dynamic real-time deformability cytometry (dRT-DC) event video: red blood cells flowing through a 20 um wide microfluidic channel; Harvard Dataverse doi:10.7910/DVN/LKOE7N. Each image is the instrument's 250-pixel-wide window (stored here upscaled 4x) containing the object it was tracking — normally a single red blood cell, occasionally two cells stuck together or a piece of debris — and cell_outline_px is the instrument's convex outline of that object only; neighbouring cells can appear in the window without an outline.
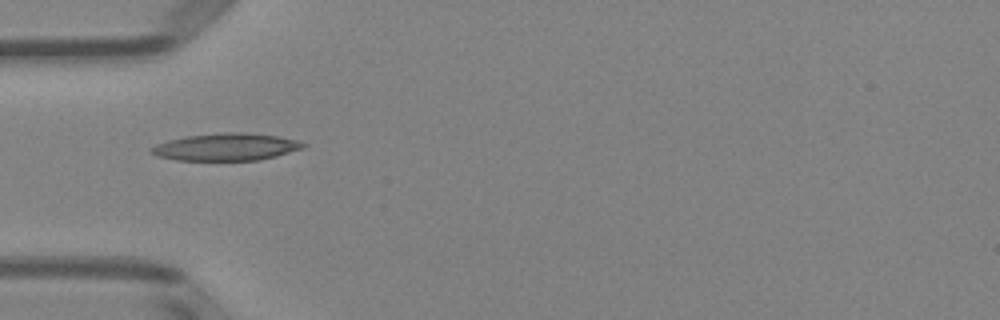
{"species": "Egyptian fruit bat (a non-hibernating species)", "species_latin": "Rousettus aegyptiacus", "temperature_condition": "room temperature", "stored_images_in_passage": 35, "camera_frame_rate_fps": 3000, "um_per_image_px": 0.085, "animal": {"sex": "female"}, "frame": {"image": 1, "passage_image": 1, "time_ms": 0.0, "image_size_px": [1000, 320], "cell_outline_px": [[308, 144], [304, 148], [276, 156], [256, 160], [176, 160], [156, 156], [148, 152], [148, 148], [156, 144], [168, 140], [184, 136], [224, 132], [244, 132], [276, 136], [300, 140]], "centroid_in_image_um": [19.19, 12.48], "position_along_channel_um": 65.8, "area_um2": 24.39}}
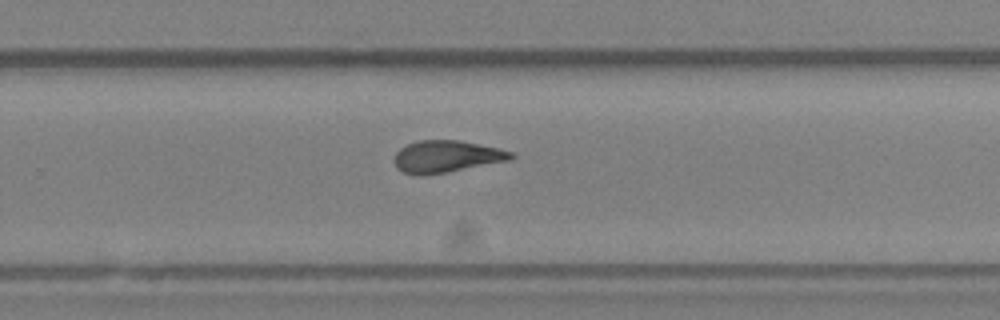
{"frame": {"image": 2, "passage_image": 18, "time_ms": 5.667, "image_size_px": [1000, 320], "cell_outline_px": [[516, 156], [512, 160], [448, 172], [404, 172], [396, 168], [396, 152], [400, 148], [408, 144], [420, 140], [460, 140], [500, 148], [512, 152]], "centroid_in_image_um": [38.07, 13.26], "position_along_channel_um": 291.7, "area_um2": 21.21}}
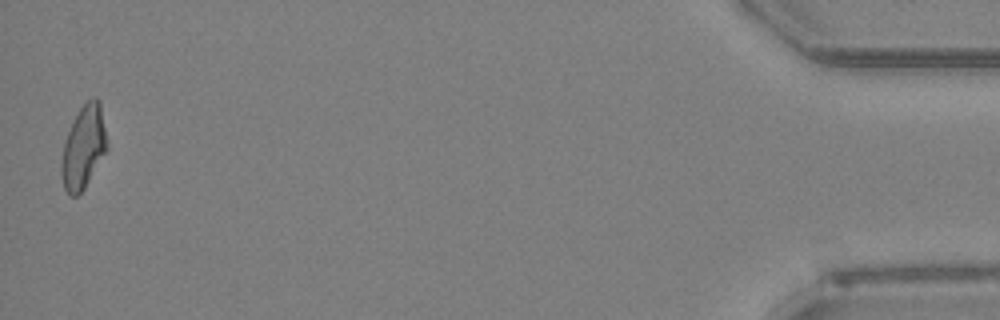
{"frame": {"image": 3, "passage_image": 35, "time_ms": 11.333, "image_size_px": [1000, 320], "cell_outline_px": [[108, 148], [84, 188], [76, 196], [68, 196], [64, 188], [60, 176], [60, 164], [64, 140], [80, 108], [92, 96], [96, 96], [100, 100], [108, 144]], "centroid_in_image_um": [7.09, 12.51], "position_along_channel_um": 428.1, "area_um2": 22.14}, "authors_computed_cell_mechanics": {"area_um2": 21.6172, "velocity_mm_per_s": 4.0046, "shape_relaxation_time_tau1_ms": null, "shape_relaxation_time_tau2_ms": 3.2244, "deformation_change_tau1": null, "deformation_change_tau2": 0.1204}}